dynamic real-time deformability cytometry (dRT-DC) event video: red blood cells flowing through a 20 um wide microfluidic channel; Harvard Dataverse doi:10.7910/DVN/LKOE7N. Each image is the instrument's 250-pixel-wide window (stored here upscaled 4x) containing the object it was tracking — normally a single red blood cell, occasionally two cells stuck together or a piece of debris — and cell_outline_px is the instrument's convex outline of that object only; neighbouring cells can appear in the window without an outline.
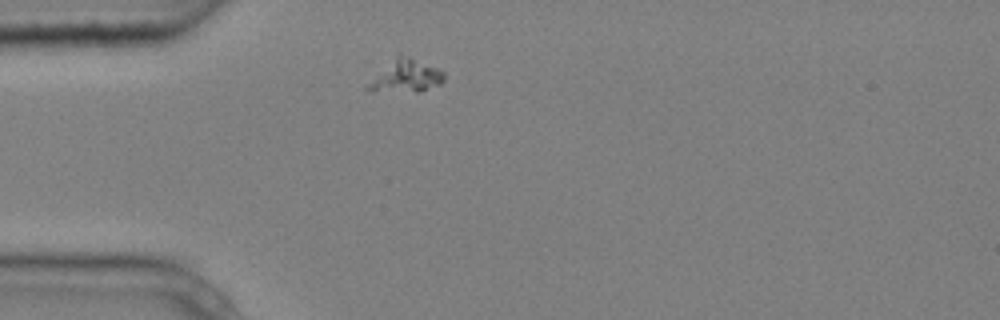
{"species": "common noctule bat (a hibernating species)", "species_latin": "Nyctalus noctula", "temperature_condition": "cold", "stored_images_in_passage": 5, "camera_frame_rate_fps": 3000, "um_per_image_px": 0.085, "animal": {"sex": "male", "body_mass_g": 20.4}, "frame": {"image": 1, "passage_image": 5, "time_ms": 1.333, "image_size_px": [1000, 320], "cell_outline_px": [[444, 80], [440, 84], [420, 92], [416, 92], [364, 88], [400, 52], [436, 68], [444, 72]], "centroid_in_image_um": [34.59, 6.44], "position_along_channel_um": 50.4, "area_um2": 13.7}}